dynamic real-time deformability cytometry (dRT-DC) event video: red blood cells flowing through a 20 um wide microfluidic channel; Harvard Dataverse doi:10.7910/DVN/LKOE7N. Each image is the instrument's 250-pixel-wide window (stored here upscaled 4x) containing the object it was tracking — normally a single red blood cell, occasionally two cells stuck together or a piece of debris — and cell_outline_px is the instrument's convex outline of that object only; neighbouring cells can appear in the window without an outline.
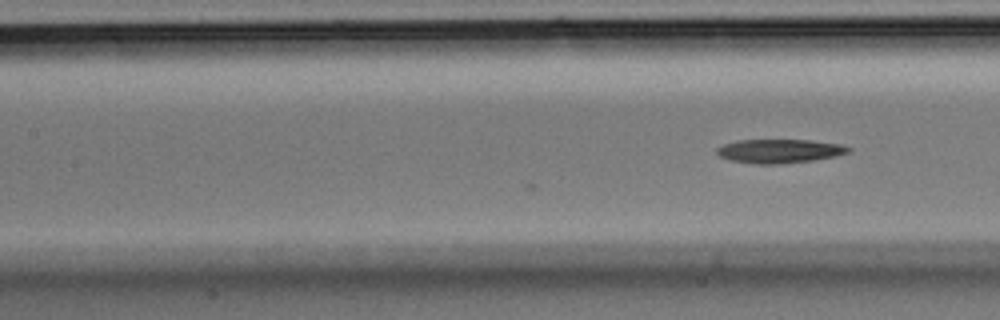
{"species": "Egyptian fruit bat (a non-hibernating species)", "species_latin": "Rousettus aegyptiacus", "temperature_condition": "room temperature", "stored_images_in_passage": 10, "camera_frame_rate_fps": 3000, "um_per_image_px": 0.085, "animal": {"sex": "male"}, "frame": {"image": 1, "passage_image": 10, "time_ms": 3.0, "image_size_px": [1000, 320], "cell_outline_px": [[852, 148], [848, 152], [836, 156], [812, 160], [780, 164], [756, 164], [732, 160], [720, 156], [716, 152], [716, 148], [724, 144], [736, 140], [812, 140], [840, 144]], "centroid_in_image_um": [66.25, 12.83], "position_along_channel_um": 141.1, "area_um2": 18.21}}